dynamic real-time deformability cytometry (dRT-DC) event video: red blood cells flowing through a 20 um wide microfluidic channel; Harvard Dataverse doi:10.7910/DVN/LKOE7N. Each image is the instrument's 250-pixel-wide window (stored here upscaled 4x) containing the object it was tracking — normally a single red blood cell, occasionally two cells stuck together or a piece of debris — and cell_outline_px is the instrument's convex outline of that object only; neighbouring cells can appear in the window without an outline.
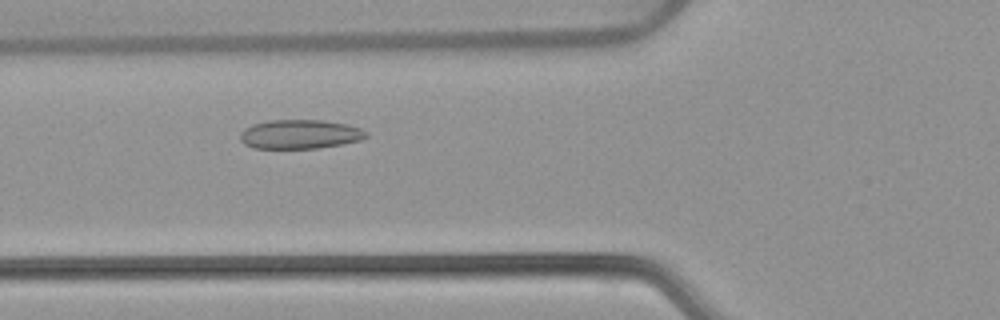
{"species": "common noctule bat (a hibernating species)", "species_latin": "Nyctalus noctula", "temperature_condition": "warm", "stored_images_in_passage": 48, "camera_frame_rate_fps": 3000, "um_per_image_px": 0.085, "animal": {"sex": "female", "body_mass_g": 22.7, "forearm_length_mm": 54.2}, "frame": {"image": 1, "passage_image": 15, "time_ms": 4.667, "image_size_px": [1000, 320], "cell_outline_px": [[368, 136], [360, 140], [340, 144], [316, 148], [252, 148], [244, 144], [240, 140], [240, 132], [244, 128], [252, 124], [268, 120], [324, 120], [348, 124], [360, 128], [368, 132]], "centroid_in_image_um": [25.47, 11.4], "position_along_channel_um": 100.3, "area_um2": 21.5}}
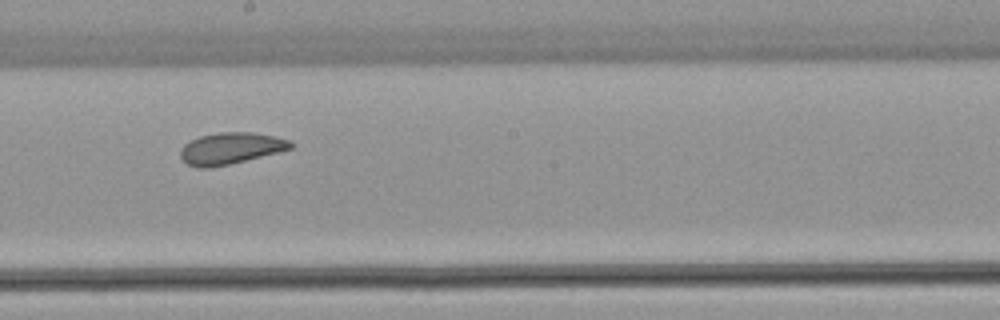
{"frame": {"image": 2, "passage_image": 25, "time_ms": 8.0, "image_size_px": [1000, 320], "cell_outline_px": [[292, 148], [280, 152], [228, 164], [208, 168], [196, 168], [188, 164], [180, 156], [180, 148], [184, 144], [200, 136], [220, 132], [252, 132], [276, 136], [288, 140], [292, 144]], "centroid_in_image_um": [19.59, 12.6], "position_along_channel_um": 228.6, "area_um2": 20.17}}
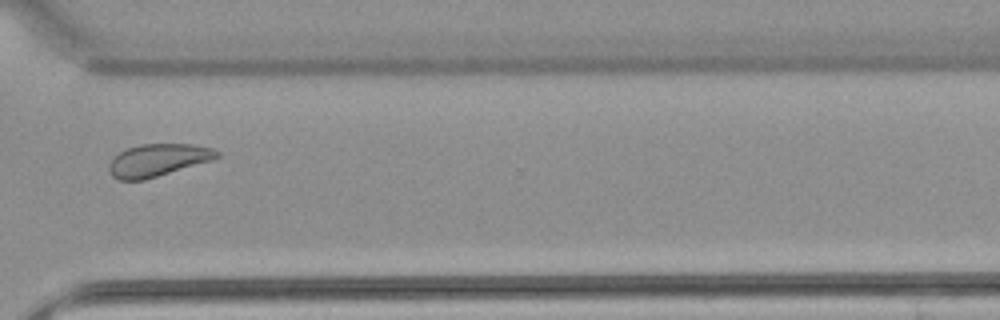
{"frame": {"image": 3, "passage_image": 35, "time_ms": 11.333, "image_size_px": [1000, 320], "cell_outline_px": [[220, 156], [212, 160], [144, 180], [120, 180], [112, 176], [108, 168], [108, 164], [120, 152], [128, 148], [140, 144], [192, 144], [212, 148], [220, 152]], "centroid_in_image_um": [13.43, 13.61], "position_along_channel_um": 357.2, "area_um2": 20.23}, "authors_computed_cell_mechanics": {"area_um2": 21.675, "velocity_mm_per_s": 3.8475, "shape_relaxation_time_tau1_ms": 4.8358, "shape_relaxation_time_tau2_ms": 2.5249, "deformation_change_tau1": 0.0985, "deformation_change_tau2": 0.0633}}